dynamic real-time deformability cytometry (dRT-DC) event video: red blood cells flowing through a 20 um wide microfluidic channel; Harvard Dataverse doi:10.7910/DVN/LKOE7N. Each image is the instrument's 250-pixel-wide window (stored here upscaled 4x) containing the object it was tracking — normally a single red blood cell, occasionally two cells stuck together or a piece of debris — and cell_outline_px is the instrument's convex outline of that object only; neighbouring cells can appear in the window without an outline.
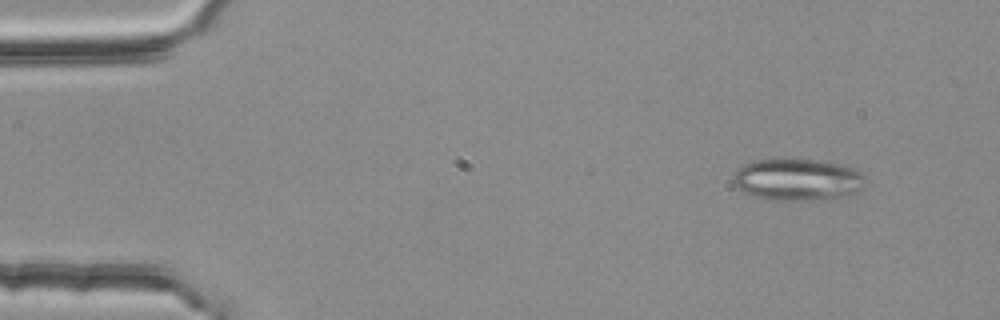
{"species": "common noctule bat (a hibernating species)", "species_latin": "Nyctalus noctula", "temperature_condition": "room temperature", "stored_images_in_passage": 6, "camera_frame_rate_fps": 3000, "um_per_image_px": 0.085, "animal": {"sex": "female", "body_mass_g": 25.1}, "frame": {"image": 1, "passage_image": 2, "time_ms": 0.333, "image_size_px": [1000, 320], "cell_outline_px": [[864, 188], [856, 192], [844, 196], [824, 200], [768, 200], [752, 196], [740, 192], [732, 180], [732, 176], [744, 164], [752, 160], [812, 160], [840, 164], [852, 168], [860, 172], [864, 176]], "centroid_in_image_um": [67.76, 15.3], "position_along_channel_um": 17.2, "area_um2": 32.31}}
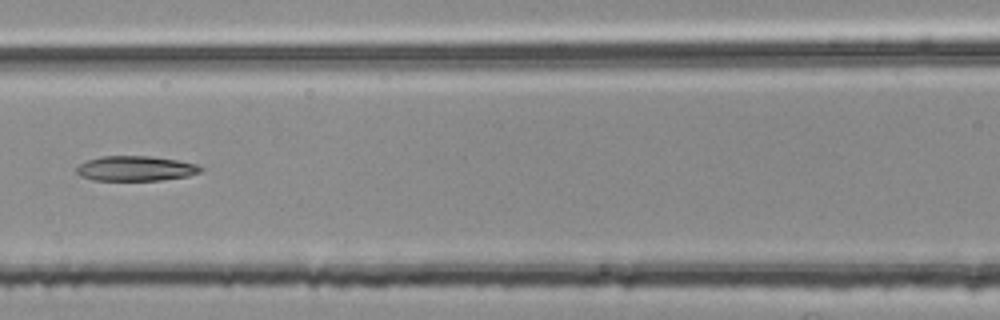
{"frame": {"image": 2, "passage_image": 6, "time_ms": 1.667, "image_size_px": [1000, 320], "cell_outline_px": [[204, 168], [200, 172], [188, 176], [160, 180], [92, 180], [80, 176], [76, 172], [76, 168], [80, 164], [88, 160], [100, 156], [152, 156], [176, 160], [196, 164]], "centroid_in_image_um": [11.52, 14.32], "position_along_channel_um": 155.1, "area_um2": 18.03}}